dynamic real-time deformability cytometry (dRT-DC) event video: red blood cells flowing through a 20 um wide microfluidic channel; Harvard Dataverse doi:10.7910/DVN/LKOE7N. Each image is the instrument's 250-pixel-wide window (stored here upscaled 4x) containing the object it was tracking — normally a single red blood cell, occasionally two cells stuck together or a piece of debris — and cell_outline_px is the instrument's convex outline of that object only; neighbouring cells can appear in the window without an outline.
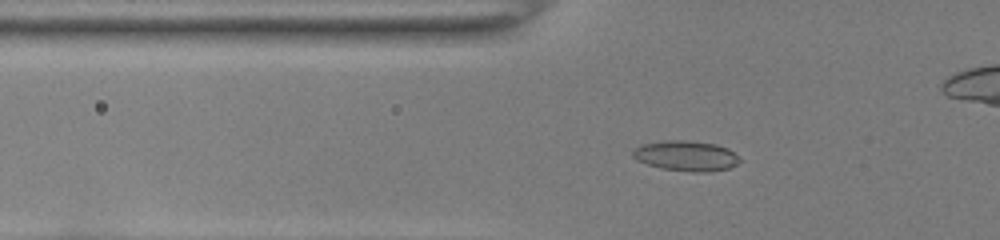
{"species": "common noctule bat (a hibernating species)", "species_latin": "Nyctalus noctula", "temperature_condition": "room temperature", "stored_images_in_passage": 40, "camera_frame_rate_fps": 3000, "um_per_image_px": 0.085, "animal": {"sex": "female", "body_mass_g": 22.0, "forearm_length_mm": 56.7}, "frame": {"image": 1, "passage_image": 9, "time_ms": 2.667, "image_size_px": [1000, 240], "cell_outline_px": [[740, 160], [736, 164], [728, 168], [708, 172], [692, 172], [660, 168], [636, 160], [632, 156], [632, 152], [636, 148], [644, 144], [664, 140], [684, 140], [716, 144], [728, 148]], "centroid_in_image_um": [58.29, 13.25], "position_along_channel_um": 67.5, "area_um2": 18.67}}
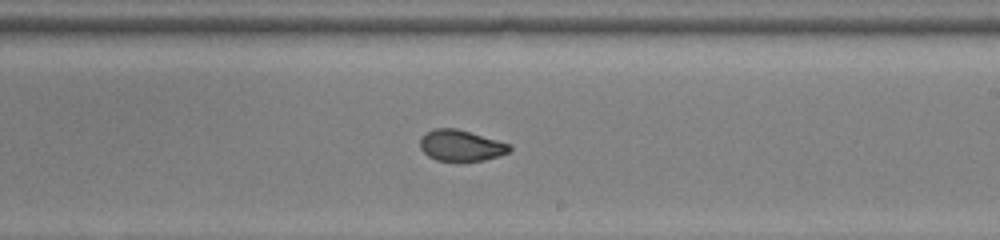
{"frame": {"image": 2, "passage_image": 23, "time_ms": 7.333, "image_size_px": [1000, 240], "cell_outline_px": [[512, 148], [508, 152], [484, 160], [436, 160], [428, 156], [420, 148], [420, 140], [432, 128], [456, 128], [512, 144]], "centroid_in_image_um": [39.19, 12.35], "position_along_channel_um": 249.8, "area_um2": 15.95}}
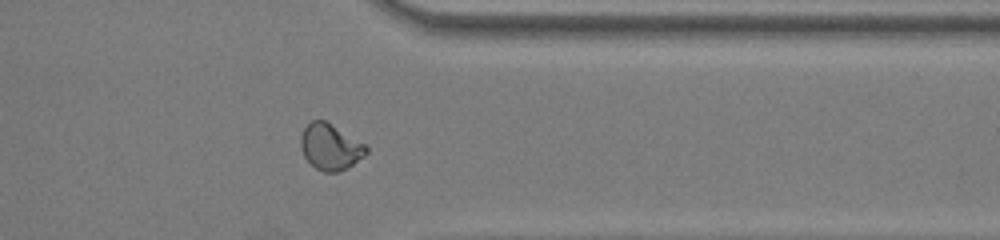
{"frame": {"image": 3, "passage_image": 33, "time_ms": 10.667, "image_size_px": [1000, 240], "cell_outline_px": [[368, 152], [364, 156], [340, 172], [324, 172], [316, 168], [304, 156], [300, 148], [300, 136], [304, 128], [312, 120], [324, 120], [364, 144], [368, 148]], "centroid_in_image_um": [28.05, 12.49], "position_along_channel_um": 383.4, "area_um2": 17.28}}